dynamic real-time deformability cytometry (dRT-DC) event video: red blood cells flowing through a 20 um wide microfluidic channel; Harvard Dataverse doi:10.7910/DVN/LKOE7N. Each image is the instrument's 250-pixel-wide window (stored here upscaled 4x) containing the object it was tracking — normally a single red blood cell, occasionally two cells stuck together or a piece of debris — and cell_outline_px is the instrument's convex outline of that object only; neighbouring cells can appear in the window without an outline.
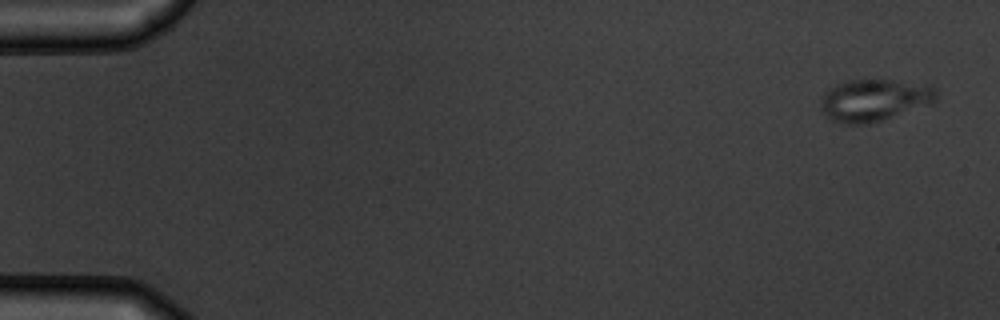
{"species": "common noctule bat (a hibernating species)", "species_latin": "Nyctalus noctula", "temperature_condition": "warm", "stored_images_in_passage": 5, "camera_frame_rate_fps": 3000, "um_per_image_px": 0.085, "animal": {"sex": "male", "body_mass_g": 19.5, "forearm_length_mm": 54.6}, "frame": {"image": 1, "passage_image": 1, "time_ms": 0.0, "image_size_px": [1000, 320], "cell_outline_px": [[936, 100], [928, 104], [868, 124], [840, 124], [832, 120], [820, 108], [820, 100], [824, 92], [836, 84], [848, 80], [892, 80], [932, 84], [936, 88]], "centroid_in_image_um": [74.29, 8.49], "position_along_channel_um": 10.7, "area_um2": 28.21}}